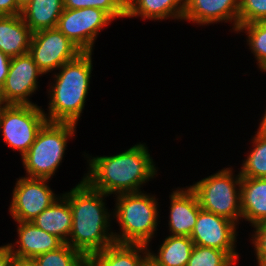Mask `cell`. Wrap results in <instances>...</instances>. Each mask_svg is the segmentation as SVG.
Returning <instances> with one entry per match:
<instances>
[{
    "label": "cell",
    "instance_id": "cell-11",
    "mask_svg": "<svg viewBox=\"0 0 266 266\" xmlns=\"http://www.w3.org/2000/svg\"><path fill=\"white\" fill-rule=\"evenodd\" d=\"M43 74L29 53L12 57L7 78L0 89V103L36 105L28 96L35 92L38 76Z\"/></svg>",
    "mask_w": 266,
    "mask_h": 266
},
{
    "label": "cell",
    "instance_id": "cell-13",
    "mask_svg": "<svg viewBox=\"0 0 266 266\" xmlns=\"http://www.w3.org/2000/svg\"><path fill=\"white\" fill-rule=\"evenodd\" d=\"M240 0H185L183 20L197 24L234 21V31L238 29V9Z\"/></svg>",
    "mask_w": 266,
    "mask_h": 266
},
{
    "label": "cell",
    "instance_id": "cell-20",
    "mask_svg": "<svg viewBox=\"0 0 266 266\" xmlns=\"http://www.w3.org/2000/svg\"><path fill=\"white\" fill-rule=\"evenodd\" d=\"M185 0H126V17L183 19Z\"/></svg>",
    "mask_w": 266,
    "mask_h": 266
},
{
    "label": "cell",
    "instance_id": "cell-35",
    "mask_svg": "<svg viewBox=\"0 0 266 266\" xmlns=\"http://www.w3.org/2000/svg\"><path fill=\"white\" fill-rule=\"evenodd\" d=\"M12 266H33L30 261H14Z\"/></svg>",
    "mask_w": 266,
    "mask_h": 266
},
{
    "label": "cell",
    "instance_id": "cell-19",
    "mask_svg": "<svg viewBox=\"0 0 266 266\" xmlns=\"http://www.w3.org/2000/svg\"><path fill=\"white\" fill-rule=\"evenodd\" d=\"M32 223L67 243L72 229V211L69 201L64 196H60L35 217Z\"/></svg>",
    "mask_w": 266,
    "mask_h": 266
},
{
    "label": "cell",
    "instance_id": "cell-10",
    "mask_svg": "<svg viewBox=\"0 0 266 266\" xmlns=\"http://www.w3.org/2000/svg\"><path fill=\"white\" fill-rule=\"evenodd\" d=\"M48 180L30 177L17 180L9 208L14 221L31 222L58 198L47 185Z\"/></svg>",
    "mask_w": 266,
    "mask_h": 266
},
{
    "label": "cell",
    "instance_id": "cell-9",
    "mask_svg": "<svg viewBox=\"0 0 266 266\" xmlns=\"http://www.w3.org/2000/svg\"><path fill=\"white\" fill-rule=\"evenodd\" d=\"M112 20L98 8L63 9L57 28L82 52H92L97 34Z\"/></svg>",
    "mask_w": 266,
    "mask_h": 266
},
{
    "label": "cell",
    "instance_id": "cell-28",
    "mask_svg": "<svg viewBox=\"0 0 266 266\" xmlns=\"http://www.w3.org/2000/svg\"><path fill=\"white\" fill-rule=\"evenodd\" d=\"M262 20H266V0H240L238 27Z\"/></svg>",
    "mask_w": 266,
    "mask_h": 266
},
{
    "label": "cell",
    "instance_id": "cell-26",
    "mask_svg": "<svg viewBox=\"0 0 266 266\" xmlns=\"http://www.w3.org/2000/svg\"><path fill=\"white\" fill-rule=\"evenodd\" d=\"M234 263L225 251L194 245L187 266H232Z\"/></svg>",
    "mask_w": 266,
    "mask_h": 266
},
{
    "label": "cell",
    "instance_id": "cell-4",
    "mask_svg": "<svg viewBox=\"0 0 266 266\" xmlns=\"http://www.w3.org/2000/svg\"><path fill=\"white\" fill-rule=\"evenodd\" d=\"M117 195L114 215L121 232L114 234L115 243L142 244L148 246L158 225V204L155 197L143 192Z\"/></svg>",
    "mask_w": 266,
    "mask_h": 266
},
{
    "label": "cell",
    "instance_id": "cell-31",
    "mask_svg": "<svg viewBox=\"0 0 266 266\" xmlns=\"http://www.w3.org/2000/svg\"><path fill=\"white\" fill-rule=\"evenodd\" d=\"M10 64L11 57L0 51V89L3 86L5 79L7 78Z\"/></svg>",
    "mask_w": 266,
    "mask_h": 266
},
{
    "label": "cell",
    "instance_id": "cell-15",
    "mask_svg": "<svg viewBox=\"0 0 266 266\" xmlns=\"http://www.w3.org/2000/svg\"><path fill=\"white\" fill-rule=\"evenodd\" d=\"M170 199L169 228L171 234L190 237L201 209L197 195L189 187L173 191Z\"/></svg>",
    "mask_w": 266,
    "mask_h": 266
},
{
    "label": "cell",
    "instance_id": "cell-2",
    "mask_svg": "<svg viewBox=\"0 0 266 266\" xmlns=\"http://www.w3.org/2000/svg\"><path fill=\"white\" fill-rule=\"evenodd\" d=\"M63 196L69 201L72 211V229L67 242L71 247L87 258L115 243L113 232L108 233L111 214L103 202L104 196L109 195L91 188L82 179Z\"/></svg>",
    "mask_w": 266,
    "mask_h": 266
},
{
    "label": "cell",
    "instance_id": "cell-25",
    "mask_svg": "<svg viewBox=\"0 0 266 266\" xmlns=\"http://www.w3.org/2000/svg\"><path fill=\"white\" fill-rule=\"evenodd\" d=\"M246 31L248 45L262 71H266V20L240 25L236 32Z\"/></svg>",
    "mask_w": 266,
    "mask_h": 266
},
{
    "label": "cell",
    "instance_id": "cell-23",
    "mask_svg": "<svg viewBox=\"0 0 266 266\" xmlns=\"http://www.w3.org/2000/svg\"><path fill=\"white\" fill-rule=\"evenodd\" d=\"M33 266H87V258L78 250L64 243L56 250L34 257Z\"/></svg>",
    "mask_w": 266,
    "mask_h": 266
},
{
    "label": "cell",
    "instance_id": "cell-5",
    "mask_svg": "<svg viewBox=\"0 0 266 266\" xmlns=\"http://www.w3.org/2000/svg\"><path fill=\"white\" fill-rule=\"evenodd\" d=\"M75 128L73 123L46 122L43 125L28 152L21 157L27 177L50 179L55 174Z\"/></svg>",
    "mask_w": 266,
    "mask_h": 266
},
{
    "label": "cell",
    "instance_id": "cell-33",
    "mask_svg": "<svg viewBox=\"0 0 266 266\" xmlns=\"http://www.w3.org/2000/svg\"><path fill=\"white\" fill-rule=\"evenodd\" d=\"M264 117L262 118V121L260 122L258 130L264 134H266V111L265 114L263 115Z\"/></svg>",
    "mask_w": 266,
    "mask_h": 266
},
{
    "label": "cell",
    "instance_id": "cell-8",
    "mask_svg": "<svg viewBox=\"0 0 266 266\" xmlns=\"http://www.w3.org/2000/svg\"><path fill=\"white\" fill-rule=\"evenodd\" d=\"M28 53L46 74L76 59L83 52L56 27L32 33Z\"/></svg>",
    "mask_w": 266,
    "mask_h": 266
},
{
    "label": "cell",
    "instance_id": "cell-12",
    "mask_svg": "<svg viewBox=\"0 0 266 266\" xmlns=\"http://www.w3.org/2000/svg\"><path fill=\"white\" fill-rule=\"evenodd\" d=\"M236 225L234 222L212 212L200 209L195 227L190 235L194 245L225 251L235 262Z\"/></svg>",
    "mask_w": 266,
    "mask_h": 266
},
{
    "label": "cell",
    "instance_id": "cell-3",
    "mask_svg": "<svg viewBox=\"0 0 266 266\" xmlns=\"http://www.w3.org/2000/svg\"><path fill=\"white\" fill-rule=\"evenodd\" d=\"M92 52H83L76 59L65 63L54 74L51 85L47 122L77 124L88 95L92 73Z\"/></svg>",
    "mask_w": 266,
    "mask_h": 266
},
{
    "label": "cell",
    "instance_id": "cell-18",
    "mask_svg": "<svg viewBox=\"0 0 266 266\" xmlns=\"http://www.w3.org/2000/svg\"><path fill=\"white\" fill-rule=\"evenodd\" d=\"M242 218L252 226L266 222V178L241 179Z\"/></svg>",
    "mask_w": 266,
    "mask_h": 266
},
{
    "label": "cell",
    "instance_id": "cell-7",
    "mask_svg": "<svg viewBox=\"0 0 266 266\" xmlns=\"http://www.w3.org/2000/svg\"><path fill=\"white\" fill-rule=\"evenodd\" d=\"M46 122L45 112L37 105L0 103V131L5 143L20 151L22 157Z\"/></svg>",
    "mask_w": 266,
    "mask_h": 266
},
{
    "label": "cell",
    "instance_id": "cell-27",
    "mask_svg": "<svg viewBox=\"0 0 266 266\" xmlns=\"http://www.w3.org/2000/svg\"><path fill=\"white\" fill-rule=\"evenodd\" d=\"M64 9L98 8L112 19L126 17V0H63Z\"/></svg>",
    "mask_w": 266,
    "mask_h": 266
},
{
    "label": "cell",
    "instance_id": "cell-14",
    "mask_svg": "<svg viewBox=\"0 0 266 266\" xmlns=\"http://www.w3.org/2000/svg\"><path fill=\"white\" fill-rule=\"evenodd\" d=\"M19 240L18 249L10 244L16 261H31L34 257L61 247L64 242L57 236L47 233L31 222H17Z\"/></svg>",
    "mask_w": 266,
    "mask_h": 266
},
{
    "label": "cell",
    "instance_id": "cell-22",
    "mask_svg": "<svg viewBox=\"0 0 266 266\" xmlns=\"http://www.w3.org/2000/svg\"><path fill=\"white\" fill-rule=\"evenodd\" d=\"M160 246L158 255L149 251L152 266H187L194 244L190 237L169 235Z\"/></svg>",
    "mask_w": 266,
    "mask_h": 266
},
{
    "label": "cell",
    "instance_id": "cell-16",
    "mask_svg": "<svg viewBox=\"0 0 266 266\" xmlns=\"http://www.w3.org/2000/svg\"><path fill=\"white\" fill-rule=\"evenodd\" d=\"M147 247L142 244L113 243L88 256L87 266H146L149 263Z\"/></svg>",
    "mask_w": 266,
    "mask_h": 266
},
{
    "label": "cell",
    "instance_id": "cell-21",
    "mask_svg": "<svg viewBox=\"0 0 266 266\" xmlns=\"http://www.w3.org/2000/svg\"><path fill=\"white\" fill-rule=\"evenodd\" d=\"M64 9L63 0H33L21 11V17L31 32L56 28Z\"/></svg>",
    "mask_w": 266,
    "mask_h": 266
},
{
    "label": "cell",
    "instance_id": "cell-24",
    "mask_svg": "<svg viewBox=\"0 0 266 266\" xmlns=\"http://www.w3.org/2000/svg\"><path fill=\"white\" fill-rule=\"evenodd\" d=\"M254 149L243 161L241 177L266 178V134L257 131L253 138Z\"/></svg>",
    "mask_w": 266,
    "mask_h": 266
},
{
    "label": "cell",
    "instance_id": "cell-6",
    "mask_svg": "<svg viewBox=\"0 0 266 266\" xmlns=\"http://www.w3.org/2000/svg\"><path fill=\"white\" fill-rule=\"evenodd\" d=\"M233 176L230 168L222 169L218 173L200 180L190 188L197 195L201 209L236 224L239 217L242 218L240 189L242 177L240 173L235 176V179Z\"/></svg>",
    "mask_w": 266,
    "mask_h": 266
},
{
    "label": "cell",
    "instance_id": "cell-17",
    "mask_svg": "<svg viewBox=\"0 0 266 266\" xmlns=\"http://www.w3.org/2000/svg\"><path fill=\"white\" fill-rule=\"evenodd\" d=\"M32 32L21 15L0 16V51L9 57L29 52Z\"/></svg>",
    "mask_w": 266,
    "mask_h": 266
},
{
    "label": "cell",
    "instance_id": "cell-1",
    "mask_svg": "<svg viewBox=\"0 0 266 266\" xmlns=\"http://www.w3.org/2000/svg\"><path fill=\"white\" fill-rule=\"evenodd\" d=\"M88 162L90 170L83 180L106 195L139 192L141 185L157 173L147 147L141 143L114 156H97Z\"/></svg>",
    "mask_w": 266,
    "mask_h": 266
},
{
    "label": "cell",
    "instance_id": "cell-32",
    "mask_svg": "<svg viewBox=\"0 0 266 266\" xmlns=\"http://www.w3.org/2000/svg\"><path fill=\"white\" fill-rule=\"evenodd\" d=\"M14 261L10 244L0 246V266H12Z\"/></svg>",
    "mask_w": 266,
    "mask_h": 266
},
{
    "label": "cell",
    "instance_id": "cell-30",
    "mask_svg": "<svg viewBox=\"0 0 266 266\" xmlns=\"http://www.w3.org/2000/svg\"><path fill=\"white\" fill-rule=\"evenodd\" d=\"M21 11L16 0H0V16L20 15Z\"/></svg>",
    "mask_w": 266,
    "mask_h": 266
},
{
    "label": "cell",
    "instance_id": "cell-34",
    "mask_svg": "<svg viewBox=\"0 0 266 266\" xmlns=\"http://www.w3.org/2000/svg\"><path fill=\"white\" fill-rule=\"evenodd\" d=\"M18 7L22 10L25 8L28 4H30L33 0H16Z\"/></svg>",
    "mask_w": 266,
    "mask_h": 266
},
{
    "label": "cell",
    "instance_id": "cell-29",
    "mask_svg": "<svg viewBox=\"0 0 266 266\" xmlns=\"http://www.w3.org/2000/svg\"><path fill=\"white\" fill-rule=\"evenodd\" d=\"M255 234L252 235V244L256 253L258 266H266V227L263 224L254 226Z\"/></svg>",
    "mask_w": 266,
    "mask_h": 266
}]
</instances>
